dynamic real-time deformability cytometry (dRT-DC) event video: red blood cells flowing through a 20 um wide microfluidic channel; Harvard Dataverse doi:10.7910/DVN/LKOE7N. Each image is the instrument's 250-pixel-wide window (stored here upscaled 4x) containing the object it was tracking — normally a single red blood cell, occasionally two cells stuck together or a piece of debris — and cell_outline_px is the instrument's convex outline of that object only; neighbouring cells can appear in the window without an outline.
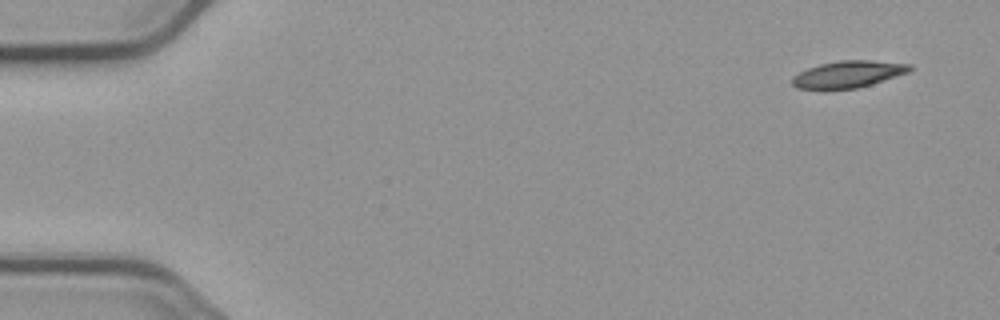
{"species": "common noctule bat (a hibernating species)", "species_latin": "Nyctalus noctula", "temperature_condition": "cold", "stored_images_in_passage": 14, "camera_frame_rate_fps": 3000, "um_per_image_px": 0.085, "animal": {"sex": "male", "body_mass_g": 23.1, "forearm_length_mm": 52.7}, "frame": {"image": 1, "passage_image": 1, "time_ms": 0.0, "image_size_px": [1000, 320], "cell_outline_px": [[912, 68], [908, 72], [872, 84], [856, 88], [824, 92], [796, 88], [792, 84], [792, 76], [808, 68], [820, 64], [840, 60], [872, 60], [912, 64]], "centroid_in_image_um": [72.03, 6.35], "position_along_channel_um": 13.0, "area_um2": 18.96}}
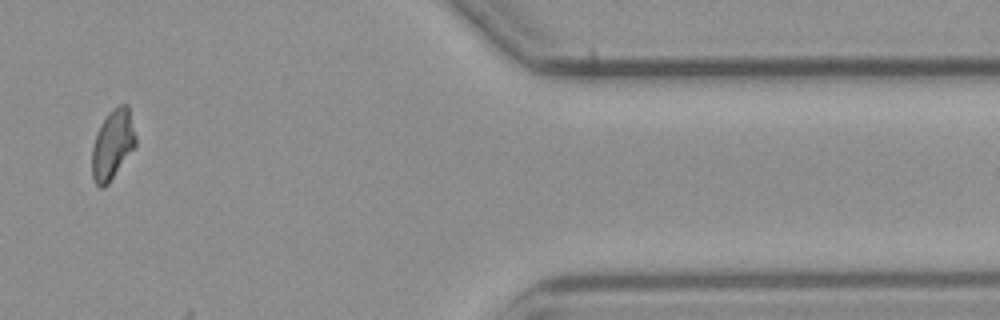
{"frame": {"image": 2, "passage_image": 12, "time_ms": 15.0, "image_size_px": [1000, 320], "cell_outline_px": [[136, 148], [108, 184], [104, 188], [100, 188], [96, 184], [92, 176], [92, 148], [96, 132], [100, 124], [108, 112], [112, 108], [120, 104], [128, 104], [136, 136]], "centroid_in_image_um": [9.58, 12.29], "position_along_channel_um": 401.8, "area_um2": 18.15}}